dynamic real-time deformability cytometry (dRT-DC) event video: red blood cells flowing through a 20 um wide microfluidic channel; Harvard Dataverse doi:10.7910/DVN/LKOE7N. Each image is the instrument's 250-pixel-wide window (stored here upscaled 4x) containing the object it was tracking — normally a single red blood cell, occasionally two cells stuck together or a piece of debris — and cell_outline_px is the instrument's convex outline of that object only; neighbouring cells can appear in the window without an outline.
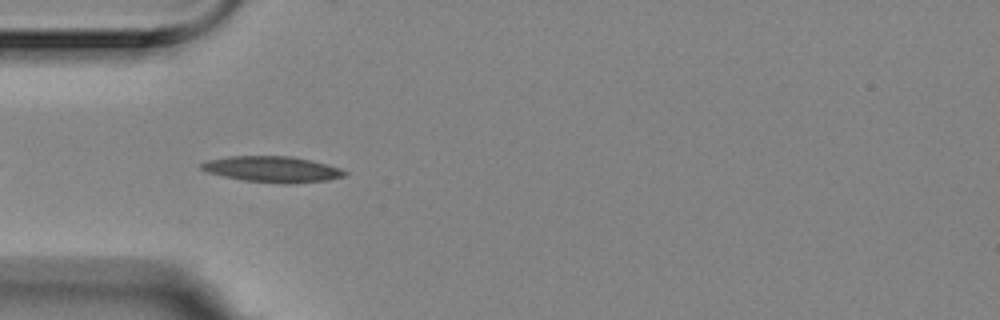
{"species": "Egyptian fruit bat (a non-hibernating species)", "species_latin": "Rousettus aegyptiacus", "temperature_condition": "room temperature", "stored_images_in_passage": 6, "camera_frame_rate_fps": 3000, "um_per_image_px": 0.085, "animal": {"sex": "female"}, "frame": {"image": 1, "passage_image": 5, "time_ms": 1.333, "image_size_px": [1000, 320], "cell_outline_px": [[348, 172], [344, 176], [328, 180], [244, 180], [224, 176], [208, 172], [200, 168], [200, 164], [208, 160], [228, 156], [292, 156], [312, 160], [328, 164], [340, 168]], "centroid_in_image_um": [23.11, 14.31], "position_along_channel_um": 61.9, "area_um2": 20.4}}
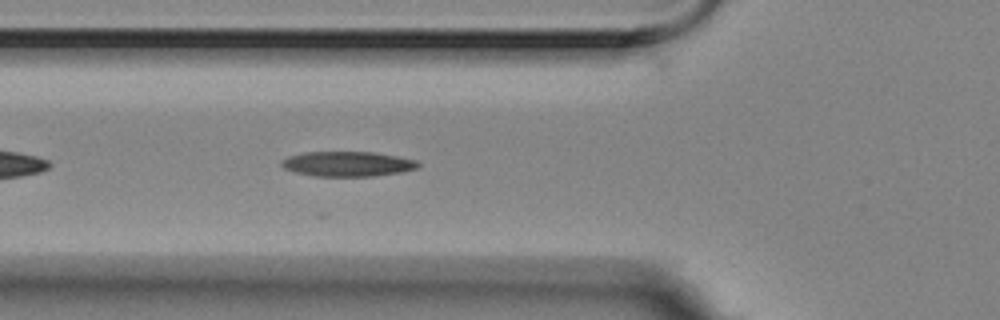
{"frame": {"image": 2, "passage_image": 6, "time_ms": 1.667, "image_size_px": [1000, 320], "cell_outline_px": [[420, 164], [416, 168], [400, 172], [376, 176], [316, 176], [296, 172], [284, 168], [280, 164], [280, 160], [288, 156], [304, 152], [372, 152], [396, 156], [416, 160]], "centroid_in_image_um": [29.51, 13.93], "position_along_channel_um": 96.3, "area_um2": 19.77}}